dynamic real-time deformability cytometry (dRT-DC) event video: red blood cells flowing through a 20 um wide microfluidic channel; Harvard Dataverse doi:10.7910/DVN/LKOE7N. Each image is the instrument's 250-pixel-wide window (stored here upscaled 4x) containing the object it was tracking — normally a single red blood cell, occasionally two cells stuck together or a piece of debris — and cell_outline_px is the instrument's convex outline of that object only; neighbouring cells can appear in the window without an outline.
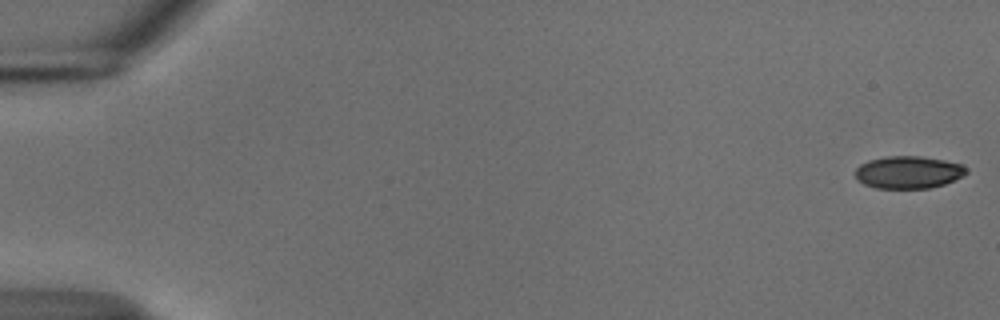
{"species": "common noctule bat (a hibernating species)", "species_latin": "Nyctalus noctula", "temperature_condition": "cold", "stored_images_in_passage": 54, "camera_frame_rate_fps": 3000, "um_per_image_px": 0.085, "animal": {"sex": "male", "body_mass_g": 18.8}, "frame": {"image": 1, "passage_image": 1, "time_ms": 0.0, "image_size_px": [1000, 320], "cell_outline_px": [[968, 172], [944, 184], [928, 188], [876, 188], [864, 184], [856, 180], [856, 168], [860, 164], [868, 160], [888, 156], [920, 156], [944, 160], [964, 164], [968, 168]], "centroid_in_image_um": [77.2, 14.63], "position_along_channel_um": 7.8, "area_um2": 20.98}}
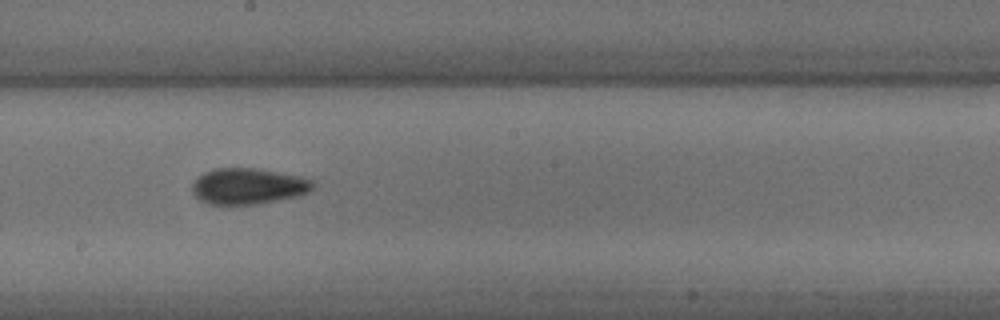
{"frame": {"image": 2, "passage_image": 31, "time_ms": 10.0, "image_size_px": [1000, 320], "cell_outline_px": [[316, 188], [300, 196], [256, 204], [208, 204], [200, 200], [192, 192], [192, 184], [204, 172], [216, 168], [256, 168], [300, 176], [316, 180]], "centroid_in_image_um": [21.16, 15.82], "position_along_channel_um": 227.0, "area_um2": 25.55}}
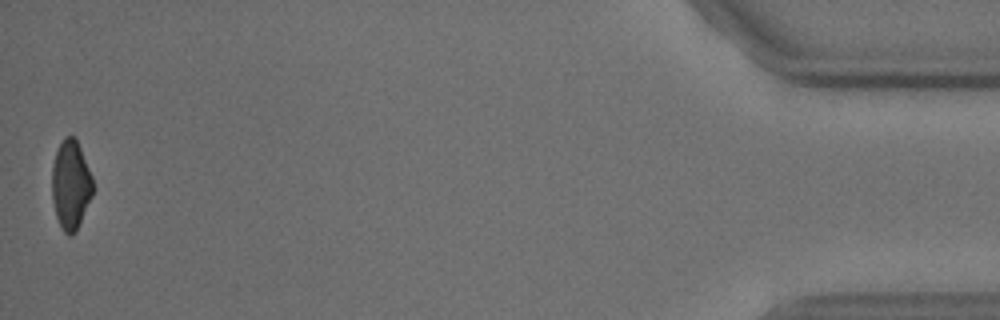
{"frame": {"image": 3, "passage_image": 54, "time_ms": 17.667, "image_size_px": [1000, 320], "cell_outline_px": [[92, 196], [76, 232], [72, 236], [68, 236], [64, 232], [56, 216], [52, 200], [52, 164], [56, 152], [64, 136], [76, 136], [92, 176]], "centroid_in_image_um": [6.01, 15.7], "position_along_channel_um": 429.2, "area_um2": 21.33}, "authors_computed_cell_mechanics": {"area_um2": 23.409, "velocity_mm_per_s": 3.7537, "shape_relaxation_time_tau1_ms": 8.9236, "shape_relaxation_time_tau2_ms": 7.0718, "deformation_change_tau1": 0.1487, "deformation_change_tau2": 0.0609}}